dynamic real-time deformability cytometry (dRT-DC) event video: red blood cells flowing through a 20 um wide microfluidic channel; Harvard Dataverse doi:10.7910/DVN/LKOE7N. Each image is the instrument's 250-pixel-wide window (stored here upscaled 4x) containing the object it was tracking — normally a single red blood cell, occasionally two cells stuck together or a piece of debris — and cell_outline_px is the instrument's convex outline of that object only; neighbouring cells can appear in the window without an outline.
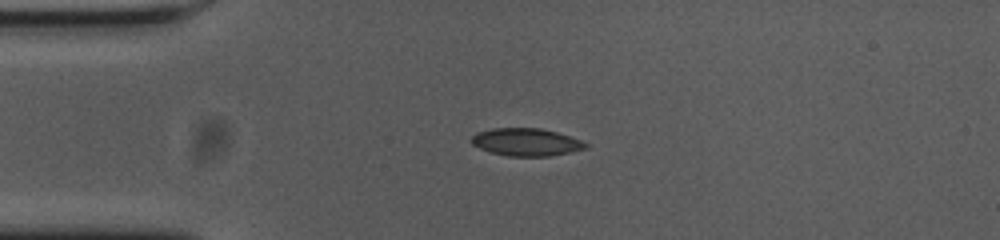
{"species": "common noctule bat (a hibernating species)", "species_latin": "Nyctalus noctula", "temperature_condition": "cold", "stored_images_in_passage": 43, "camera_frame_rate_fps": 3000, "um_per_image_px": 0.085, "animal": {"sex": "female", "body_mass_g": 23.0, "forearm_length_mm": 53.4}, "frame": {"image": 1, "passage_image": 1, "time_ms": 0.0, "image_size_px": [1000, 240], "cell_outline_px": [[588, 148], [548, 156], [508, 156], [492, 152], [480, 148], [472, 144], [472, 136], [476, 132], [492, 128], [540, 128], [556, 132], [580, 140], [588, 144]], "centroid_in_image_um": [44.71, 12.07], "position_along_channel_um": 40.3, "area_um2": 18.15}}
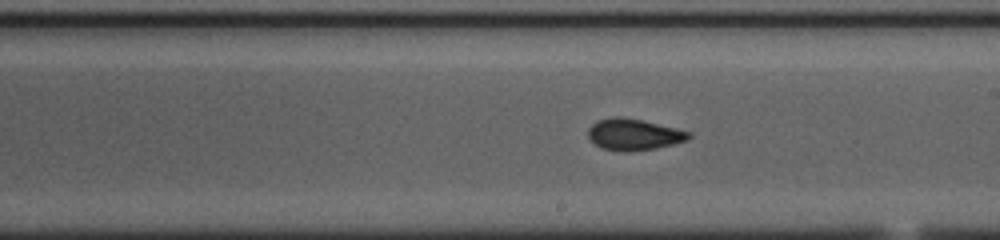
{"frame": {"image": 2, "passage_image": 19, "time_ms": 6.0, "image_size_px": [1000, 240], "cell_outline_px": [[692, 136], [688, 140], [656, 148], [624, 152], [620, 152], [600, 148], [588, 136], [588, 128], [596, 120], [612, 116], [620, 116], [644, 120], [692, 132]], "centroid_in_image_um": [53.87, 11.42], "position_along_channel_um": 235.1, "area_um2": 18.67}}
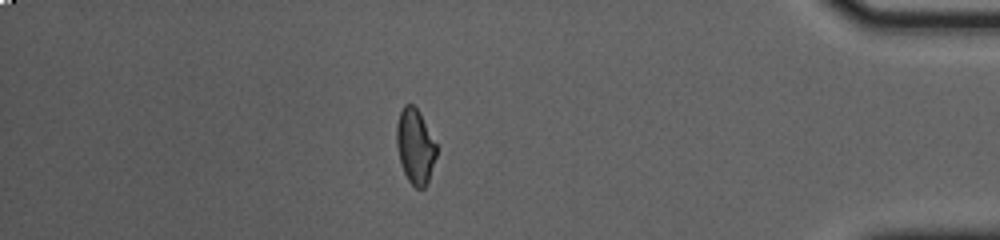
{"frame": {"image": 3, "passage_image": 36, "time_ms": 11.667, "image_size_px": [1000, 240], "cell_outline_px": [[436, 156], [428, 184], [424, 188], [416, 188], [408, 180], [404, 172], [400, 160], [396, 144], [396, 124], [400, 112], [404, 104], [412, 104], [420, 112], [436, 144]], "centroid_in_image_um": [35.29, 12.44], "position_along_channel_um": 399.9, "area_um2": 17.4}, "authors_computed_cell_mechanics": {"area_um2": 18.0914, "velocity_mm_per_s": 3.6437, "shape_relaxation_time_tau1_ms": null, "shape_relaxation_time_tau2_ms": 0.811, "deformation_change_tau1": null, "deformation_change_tau2": 0.0413}}